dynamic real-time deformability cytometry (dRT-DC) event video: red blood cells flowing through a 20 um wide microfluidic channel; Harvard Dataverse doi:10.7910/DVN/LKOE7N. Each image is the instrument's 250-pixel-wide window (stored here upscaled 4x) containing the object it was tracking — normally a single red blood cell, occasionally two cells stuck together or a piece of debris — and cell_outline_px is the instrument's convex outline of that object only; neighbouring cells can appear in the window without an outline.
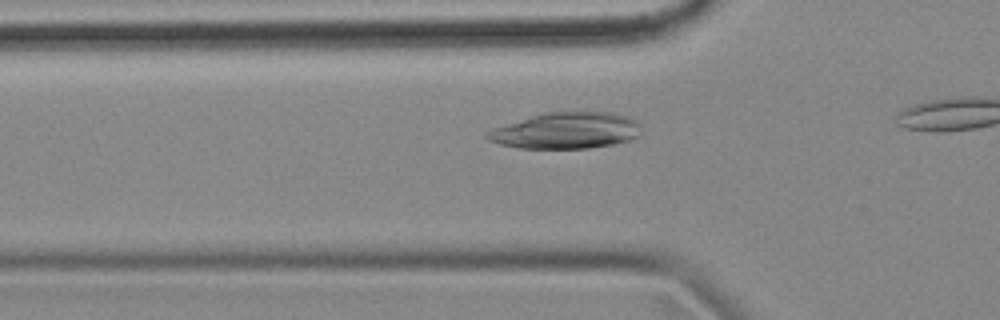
{"species": "common noctule bat (a hibernating species)", "species_latin": "Nyctalus noctula", "temperature_condition": "cold", "stored_images_in_passage": 10, "camera_frame_rate_fps": 3000, "um_per_image_px": 0.085, "animal": {"sex": "female", "body_mass_g": 18.4}, "frame": {"image": 1, "passage_image": 4, "time_ms": 1.0, "image_size_px": [1000, 320], "cell_outline_px": [[640, 124], [636, 136], [628, 140], [612, 144], [588, 148], [520, 148], [500, 144], [488, 140], [484, 136], [484, 132], [492, 128], [544, 112], [608, 112], [628, 116], [636, 120]], "centroid_in_image_um": [48.06, 11.09], "position_along_channel_um": 77.7, "area_um2": 32.37}}
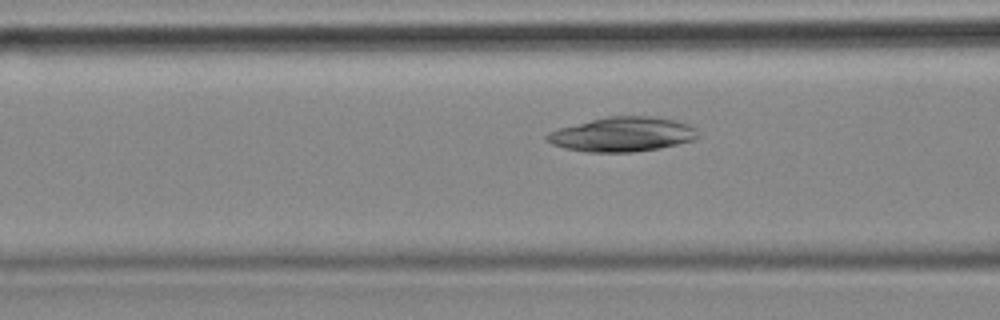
{"frame": {"image": 2, "passage_image": 7, "time_ms": 2.0, "image_size_px": [1000, 320], "cell_outline_px": [[700, 136], [696, 140], [660, 148], [632, 152], [584, 152], [564, 148], [552, 144], [544, 136], [548, 132], [560, 128], [608, 116], [648, 116], [672, 120], [688, 124], [696, 128]], "centroid_in_image_um": [52.93, 11.43], "position_along_channel_um": 113.7, "area_um2": 30.29}}